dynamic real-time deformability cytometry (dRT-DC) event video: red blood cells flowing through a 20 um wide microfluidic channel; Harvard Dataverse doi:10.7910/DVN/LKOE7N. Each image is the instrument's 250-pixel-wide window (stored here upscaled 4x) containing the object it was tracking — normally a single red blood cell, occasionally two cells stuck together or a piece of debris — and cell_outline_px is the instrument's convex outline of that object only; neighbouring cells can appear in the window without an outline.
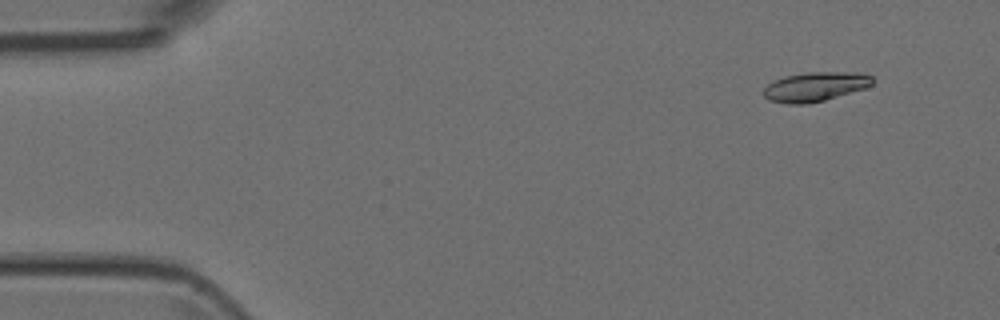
{"species": "Egyptian fruit bat (a non-hibernating species)", "species_latin": "Rousettus aegyptiacus", "temperature_condition": "room temperature", "stored_images_in_passage": 3, "camera_frame_rate_fps": 3000, "um_per_image_px": 0.085, "animal": {"sex": "female"}, "frame": {"image": 1, "passage_image": 1, "time_ms": 0.0, "image_size_px": [1000, 320], "cell_outline_px": [[876, 80], [872, 84], [864, 88], [824, 100], [808, 104], [788, 104], [768, 100], [764, 96], [764, 88], [772, 80], [784, 76], [808, 72], [860, 72], [872, 76]], "centroid_in_image_um": [69.28, 7.36], "position_along_channel_um": 15.7, "area_um2": 18.73}}
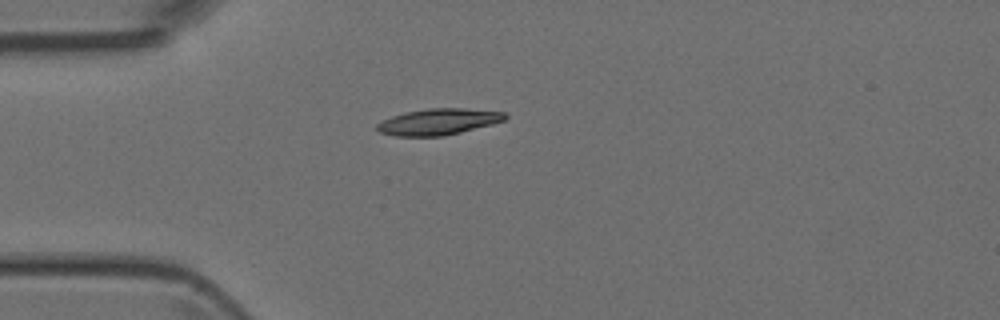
{"frame": {"image": 2, "passage_image": 3, "time_ms": 3.0, "image_size_px": [1000, 320], "cell_outline_px": [[508, 116], [504, 120], [492, 124], [444, 136], [396, 136], [380, 132], [376, 128], [376, 124], [392, 116], [404, 112], [428, 108], [464, 108], [504, 112]], "centroid_in_image_um": [37.26, 10.34], "position_along_channel_um": 47.7, "area_um2": 19.48}}